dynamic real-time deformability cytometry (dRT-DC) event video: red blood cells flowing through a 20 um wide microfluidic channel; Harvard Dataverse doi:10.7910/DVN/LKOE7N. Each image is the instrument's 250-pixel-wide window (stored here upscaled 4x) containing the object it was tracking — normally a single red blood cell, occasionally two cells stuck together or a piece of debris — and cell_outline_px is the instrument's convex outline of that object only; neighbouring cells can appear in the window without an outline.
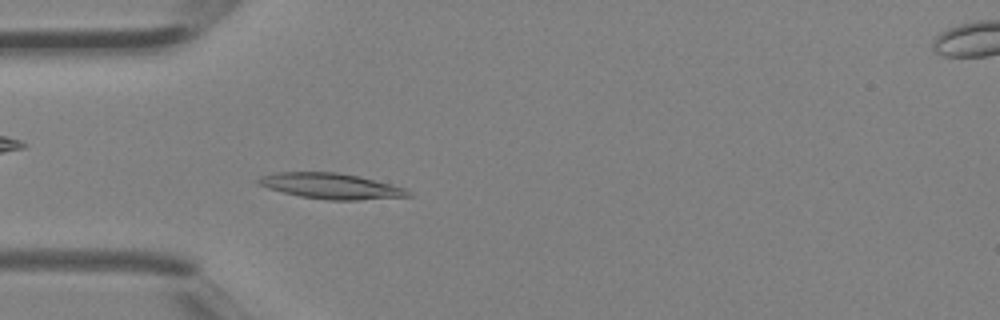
{"species": "Egyptian fruit bat (a non-hibernating species)", "species_latin": "Rousettus aegyptiacus", "temperature_condition": "room temperature", "stored_images_in_passage": 3, "camera_frame_rate_fps": 3000, "um_per_image_px": 0.085, "animal": {"sex": "female"}, "frame": {"image": 1, "passage_image": 2, "time_ms": 0.333, "image_size_px": [1000, 320], "cell_outline_px": [[412, 196], [356, 200], [328, 200], [300, 196], [268, 188], [252, 180], [260, 176], [276, 172], [336, 172], [356, 176], [392, 184], [404, 188], [412, 192]], "centroid_in_image_um": [28.11, 15.81], "position_along_channel_um": 56.9, "area_um2": 22.25}}